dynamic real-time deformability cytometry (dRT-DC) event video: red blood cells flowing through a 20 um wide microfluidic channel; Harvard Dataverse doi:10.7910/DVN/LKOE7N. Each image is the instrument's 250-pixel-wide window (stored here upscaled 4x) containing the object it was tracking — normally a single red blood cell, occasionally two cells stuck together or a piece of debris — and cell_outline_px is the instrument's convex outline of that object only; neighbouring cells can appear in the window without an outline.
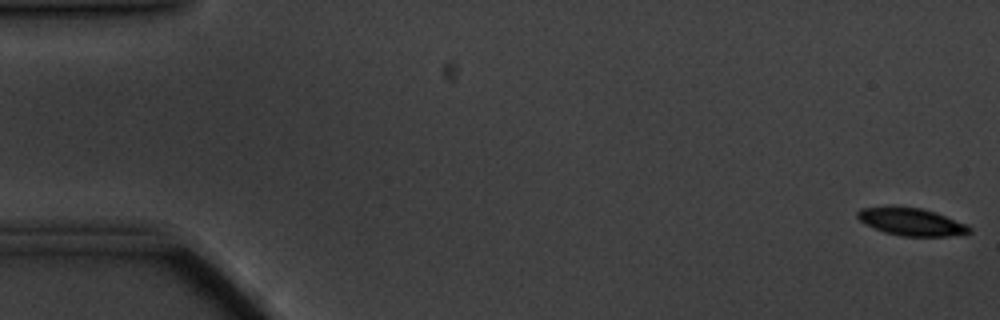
{"species": "common noctule bat (a hibernating species)", "species_latin": "Nyctalus noctula", "temperature_condition": "cold", "stored_images_in_passage": 16, "camera_frame_rate_fps": 3000, "um_per_image_px": 0.085, "animal": {"sex": "male", "body_mass_g": 20.1, "forearm_length_mm": 53.5}, "frame": {"image": 1, "passage_image": 1, "time_ms": 0.0, "image_size_px": [1000, 320], "cell_outline_px": [[972, 232], [948, 236], [900, 236], [884, 232], [860, 220], [856, 216], [856, 212], [860, 208], [892, 204], [896, 204], [920, 208], [936, 212], [968, 224], [972, 228]], "centroid_in_image_um": [77.45, 18.81], "position_along_channel_um": 7.5, "area_um2": 18.44}}
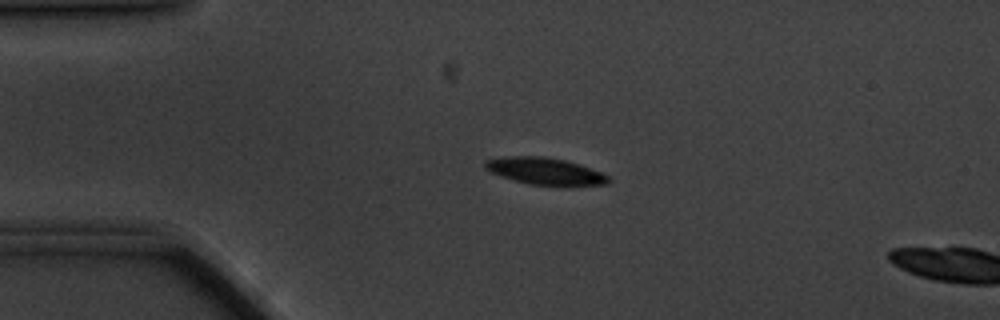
{"frame": {"image": 2, "passage_image": 13, "time_ms": 4.0, "image_size_px": [1000, 320], "cell_outline_px": [[612, 180], [604, 184], [528, 184], [500, 176], [484, 168], [484, 160], [508, 156], [544, 156], [564, 160], [580, 164], [600, 172], [608, 176]], "centroid_in_image_um": [46.26, 14.52], "position_along_channel_um": 38.7, "area_um2": 18.84}}